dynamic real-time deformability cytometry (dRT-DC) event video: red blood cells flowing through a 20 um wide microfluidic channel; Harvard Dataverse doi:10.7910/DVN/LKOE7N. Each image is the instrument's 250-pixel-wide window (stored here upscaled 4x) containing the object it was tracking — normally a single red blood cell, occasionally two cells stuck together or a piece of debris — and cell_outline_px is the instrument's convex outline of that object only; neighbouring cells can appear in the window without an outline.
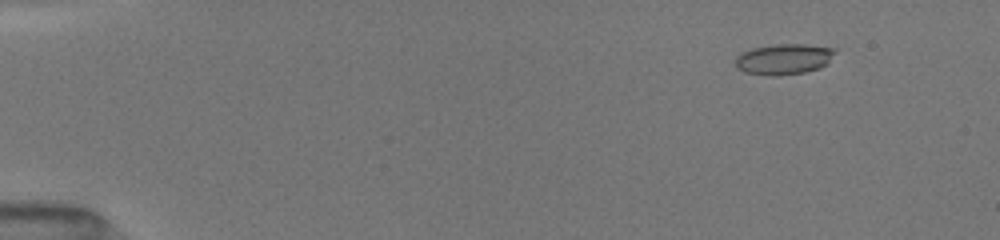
{"species": "common noctule bat (a hibernating species)", "species_latin": "Nyctalus noctula", "temperature_condition": "room temperature", "stored_images_in_passage": 51, "camera_frame_rate_fps": 3000, "um_per_image_px": 0.085, "animal": {"sex": "female", "body_mass_g": 19.5, "forearm_length_mm": 54.1}, "frame": {"image": 1, "passage_image": 6, "time_ms": 1.667, "image_size_px": [1000, 240], "cell_outline_px": [[836, 52], [828, 64], [820, 68], [804, 72], [776, 76], [772, 76], [744, 72], [736, 68], [736, 56], [752, 48], [776, 44], [804, 44], [836, 48]], "centroid_in_image_um": [66.66, 5.02], "position_along_channel_um": 18.3, "area_um2": 17.92}}
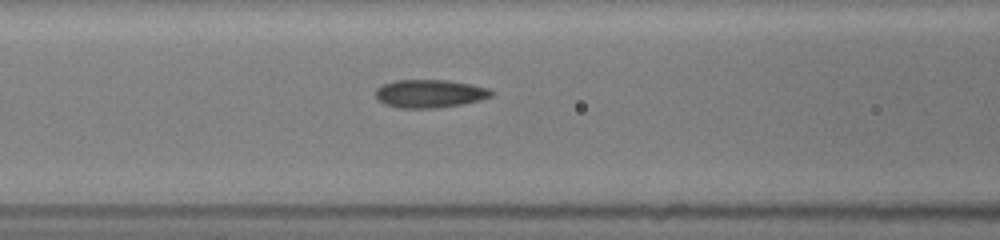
{"frame": {"image": 2, "passage_image": 23, "time_ms": 7.333, "image_size_px": [1000, 240], "cell_outline_px": [[492, 96], [480, 100], [460, 104], [436, 108], [400, 108], [384, 104], [376, 100], [376, 88], [384, 84], [396, 80], [448, 80], [472, 84], [488, 88], [492, 92]], "centroid_in_image_um": [36.5, 7.96], "position_along_channel_um": 130.1, "area_um2": 18.96}}
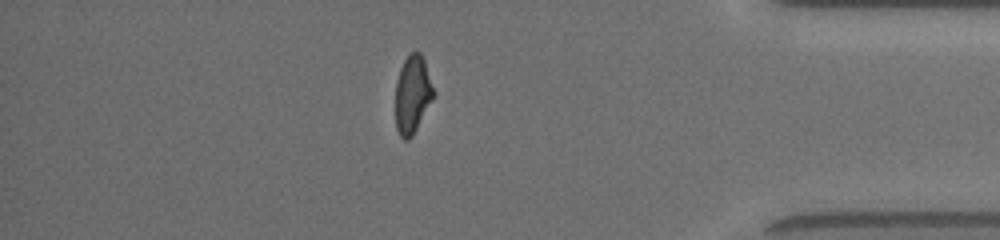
{"frame": {"image": 3, "passage_image": 45, "time_ms": 14.667, "image_size_px": [1000, 240], "cell_outline_px": [[436, 92], [432, 100], [412, 136], [408, 140], [404, 140], [400, 136], [396, 128], [396, 80], [400, 68], [404, 60], [412, 52], [420, 52], [424, 60]], "centroid_in_image_um": [35.07, 8.02], "position_along_channel_um": 400.1, "area_um2": 17.22}, "authors_computed_cell_mechanics": {"area_um2": 18.0914, "velocity_mm_per_s": 4.0713, "shape_relaxation_time_tau1_ms": 3.3494, "shape_relaxation_time_tau2_ms": 1.4329, "deformation_change_tau1": 0.1461, "deformation_change_tau2": 0.0814}}